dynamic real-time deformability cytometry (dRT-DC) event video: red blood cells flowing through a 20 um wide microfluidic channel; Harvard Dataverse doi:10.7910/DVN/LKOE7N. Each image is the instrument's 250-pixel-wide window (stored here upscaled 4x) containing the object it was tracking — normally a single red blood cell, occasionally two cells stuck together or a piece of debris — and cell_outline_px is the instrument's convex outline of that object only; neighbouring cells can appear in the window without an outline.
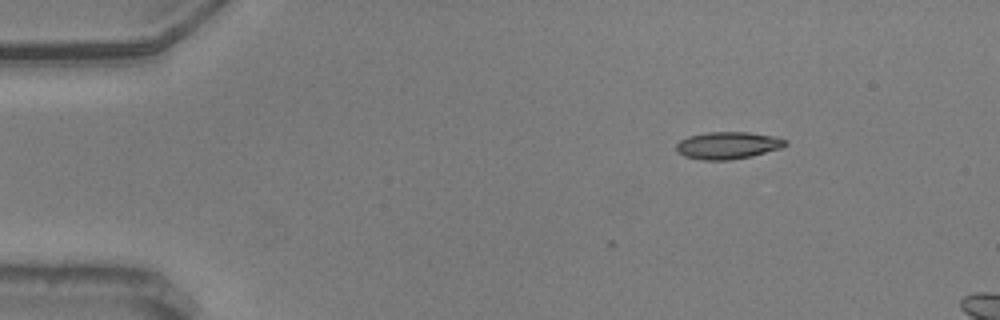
{"species": "common noctule bat (a hibernating species)", "species_latin": "Nyctalus noctula", "temperature_condition": "warm", "stored_images_in_passage": 6, "camera_frame_rate_fps": 3000, "um_per_image_px": 0.085, "animal": {"sex": "male", "body_mass_g": 20.5, "forearm_length_mm": 52.5}, "frame": {"image": 1, "passage_image": 1, "time_ms": 0.0, "image_size_px": [1000, 320], "cell_outline_px": [[788, 144], [780, 148], [752, 156], [732, 160], [700, 160], [684, 156], [676, 152], [676, 144], [680, 140], [688, 136], [708, 132], [748, 132], [776, 136], [788, 140]], "centroid_in_image_um": [61.86, 12.36], "position_along_channel_um": 23.1, "area_um2": 17.51}}